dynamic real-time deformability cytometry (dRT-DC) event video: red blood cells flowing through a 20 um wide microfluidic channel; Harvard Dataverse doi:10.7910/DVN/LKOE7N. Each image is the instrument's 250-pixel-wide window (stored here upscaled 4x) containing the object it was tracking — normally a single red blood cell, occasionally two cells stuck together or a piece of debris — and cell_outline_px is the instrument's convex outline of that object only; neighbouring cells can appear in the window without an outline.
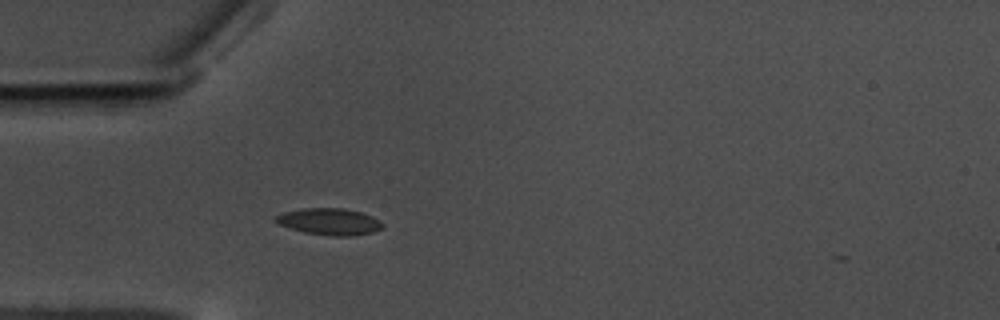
{"species": "common noctule bat (a hibernating species)", "species_latin": "Nyctalus noctula", "temperature_condition": "warm", "stored_images_in_passage": 60, "camera_frame_rate_fps": 3000, "um_per_image_px": 0.085, "animal": {"sex": "male", "body_mass_g": 17.5, "forearm_length_mm": 52.3}, "frame": {"image": 1, "passage_image": 18, "time_ms": 5.667, "image_size_px": [1000, 320], "cell_outline_px": [[384, 228], [372, 232], [352, 236], [332, 236], [304, 232], [280, 224], [276, 220], [276, 216], [284, 212], [304, 208], [344, 208], [360, 212], [372, 216], [380, 220], [384, 224]], "centroid_in_image_um": [28.07, 18.84], "position_along_channel_um": 56.9, "area_um2": 16.47}}
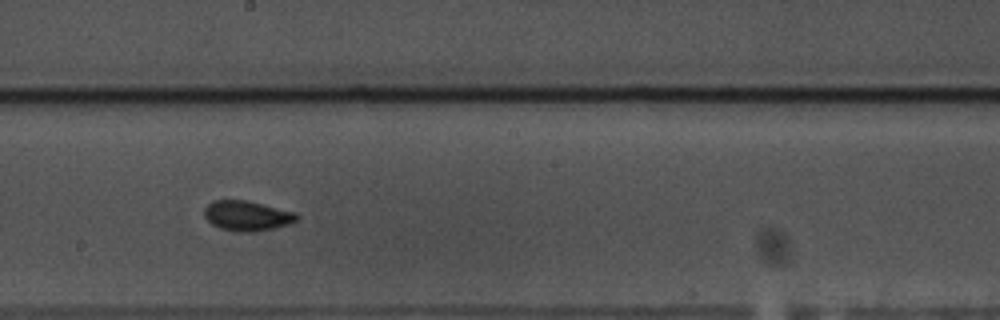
{"frame": {"image": 2, "passage_image": 33, "time_ms": 10.667, "image_size_px": [1000, 320], "cell_outline_px": [[300, 220], [288, 224], [256, 232], [236, 232], [220, 228], [212, 224], [204, 216], [204, 208], [212, 200], [248, 200], [296, 212], [300, 216]], "centroid_in_image_um": [21.02, 18.34], "position_along_channel_um": 227.2, "area_um2": 16.42}}
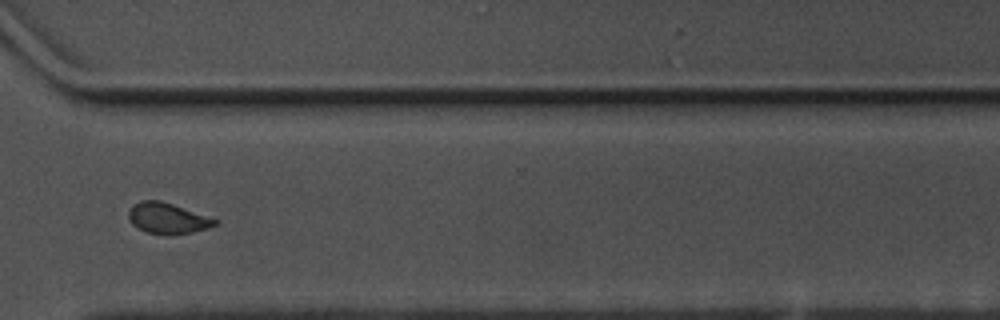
{"frame": {"image": 3, "passage_image": 44, "time_ms": 14.333, "image_size_px": [1000, 320], "cell_outline_px": [[220, 224], [208, 228], [192, 232], [144, 232], [136, 228], [132, 224], [128, 216], [128, 212], [132, 204], [140, 200], [160, 200], [220, 220]], "centroid_in_image_um": [14.23, 18.51], "position_along_channel_um": 356.4, "area_um2": 15.2}, "authors_computed_cell_mechanics": {"area_um2": 15.6349, "velocity_mm_per_s": 3.5115, "shape_relaxation_time_tau1_ms": 3.4897, "shape_relaxation_time_tau2_ms": 2.3236, "deformation_change_tau1": 0.1014, "deformation_change_tau2": 0.0779}}